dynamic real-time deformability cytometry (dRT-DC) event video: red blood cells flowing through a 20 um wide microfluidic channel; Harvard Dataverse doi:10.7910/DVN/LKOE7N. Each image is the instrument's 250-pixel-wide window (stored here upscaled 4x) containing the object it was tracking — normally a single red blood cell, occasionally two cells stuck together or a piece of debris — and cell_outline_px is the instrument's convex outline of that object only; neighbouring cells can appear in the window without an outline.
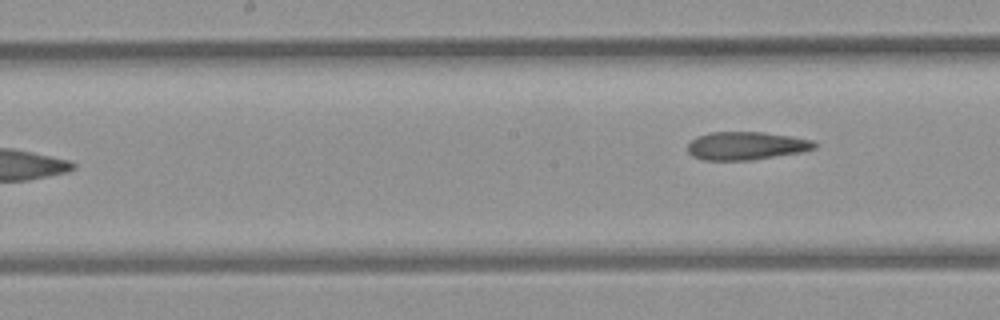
{"species": "common noctule bat (a hibernating species)", "species_latin": "Nyctalus noctula", "temperature_condition": "room temperature", "stored_images_in_passage": 6, "camera_frame_rate_fps": 3000, "um_per_image_px": 0.085, "animal": {"sex": "female", "body_mass_g": 21.9}, "frame": {"image": 1, "passage_image": 6, "time_ms": 6.667, "image_size_px": [1000, 320], "cell_outline_px": [[816, 148], [800, 152], [752, 160], [704, 160], [692, 156], [688, 152], [688, 144], [696, 136], [708, 132], [764, 132], [792, 136], [812, 140], [816, 144]], "centroid_in_image_um": [63.4, 12.38], "position_along_channel_um": 184.8, "area_um2": 20.81}}